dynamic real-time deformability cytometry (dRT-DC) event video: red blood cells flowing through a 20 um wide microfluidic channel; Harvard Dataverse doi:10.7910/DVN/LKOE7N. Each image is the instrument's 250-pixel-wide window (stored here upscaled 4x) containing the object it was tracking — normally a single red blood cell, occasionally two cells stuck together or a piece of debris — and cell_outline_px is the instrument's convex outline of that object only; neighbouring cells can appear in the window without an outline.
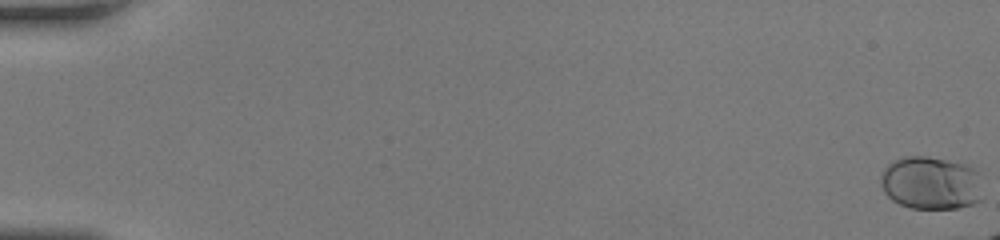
{"species": "human", "species_latin": "Homo sapiens", "temperature_condition": "room temperature", "stored_images_in_passage": 13, "camera_frame_rate_fps": 3000, "um_per_image_px": 0.085, "donor": {"sex": "female"}, "frame": {"image": 1, "passage_image": 1, "time_ms": 0.0, "image_size_px": [1000, 240], "cell_outline_px": [[984, 200], [972, 204], [956, 208], [912, 208], [900, 204], [892, 200], [884, 192], [880, 184], [880, 176], [884, 168], [888, 164], [904, 156], [928, 156], [968, 164], [976, 172]], "centroid_in_image_um": [79.12, 15.55], "position_along_channel_um": 5.9, "area_um2": 31.73}}